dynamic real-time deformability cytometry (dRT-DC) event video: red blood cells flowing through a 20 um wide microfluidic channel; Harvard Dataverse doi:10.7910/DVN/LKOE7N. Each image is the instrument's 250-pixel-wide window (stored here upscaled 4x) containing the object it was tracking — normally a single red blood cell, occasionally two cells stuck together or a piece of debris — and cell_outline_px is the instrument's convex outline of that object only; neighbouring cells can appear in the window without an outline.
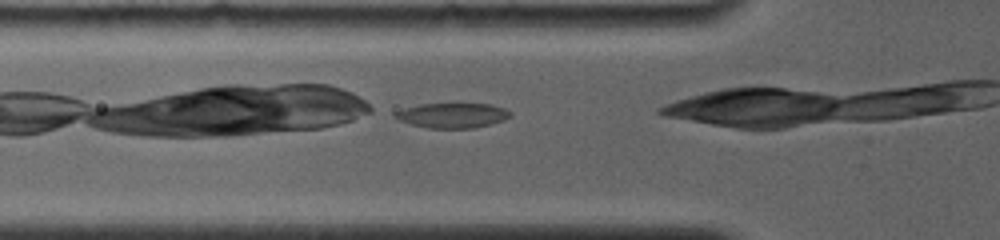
{"species": "common noctule bat (a hibernating species)", "species_latin": "Nyctalus noctula", "temperature_condition": "room temperature", "stored_images_in_passage": 6, "camera_frame_rate_fps": 4000, "um_per_image_px": 0.085, "animal": {"sex": "female", "body_mass_g": 19.0, "forearm_length_mm": 56.7}, "frame": {"image": 1, "passage_image": 2, "time_ms": 0.5, "image_size_px": [1000, 240], "cell_outline_px": [[512, 116], [504, 120], [476, 128], [428, 128], [412, 124], [400, 120], [392, 116], [396, 112], [404, 108], [420, 104], [492, 104], [504, 108], [512, 112]], "centroid_in_image_um": [38.49, 9.81], "position_along_channel_um": 87.3, "area_um2": 16.7}}